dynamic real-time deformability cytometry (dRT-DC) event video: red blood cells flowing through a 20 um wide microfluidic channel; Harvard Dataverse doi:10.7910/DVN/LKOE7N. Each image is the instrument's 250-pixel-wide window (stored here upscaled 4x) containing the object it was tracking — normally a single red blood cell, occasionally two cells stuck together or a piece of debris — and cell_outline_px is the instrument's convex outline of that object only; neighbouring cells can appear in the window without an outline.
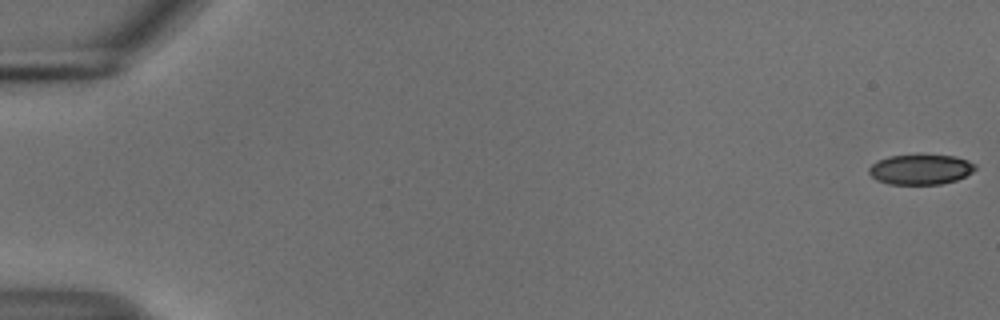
{"species": "common noctule bat (a hibernating species)", "species_latin": "Nyctalus noctula", "temperature_condition": "cold", "stored_images_in_passage": 10, "camera_frame_rate_fps": 3000, "um_per_image_px": 0.085, "animal": {"sex": "male", "body_mass_g": 18.8}, "frame": {"image": 1, "passage_image": 1, "time_ms": 0.0, "image_size_px": [1000, 320], "cell_outline_px": [[976, 168], [972, 172], [956, 180], [940, 184], [888, 184], [876, 180], [868, 172], [868, 168], [876, 160], [888, 156], [916, 152], [920, 152], [956, 156], [968, 160], [976, 164]], "centroid_in_image_um": [78.23, 14.34], "position_along_channel_um": 6.8, "area_um2": 19.54}}